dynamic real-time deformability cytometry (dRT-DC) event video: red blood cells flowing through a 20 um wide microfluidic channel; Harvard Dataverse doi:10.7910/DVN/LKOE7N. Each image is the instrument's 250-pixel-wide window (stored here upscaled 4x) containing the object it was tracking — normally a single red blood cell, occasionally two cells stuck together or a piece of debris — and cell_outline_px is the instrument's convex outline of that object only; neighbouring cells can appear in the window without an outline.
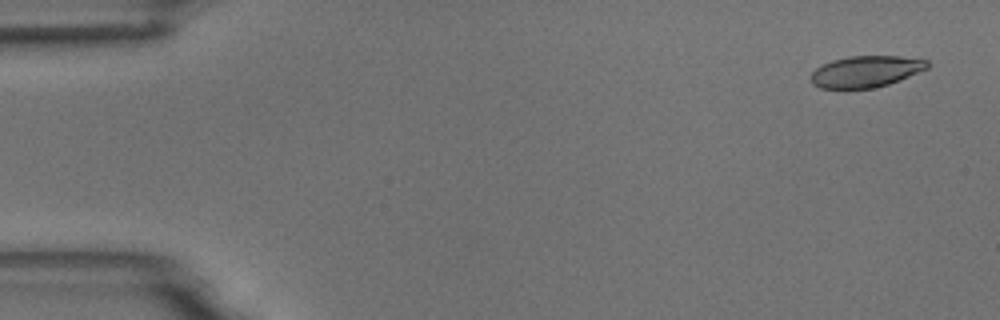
{"species": "common noctule bat (a hibernating species)", "species_latin": "Nyctalus noctula", "temperature_condition": "room temperature", "stored_images_in_passage": 6, "camera_frame_rate_fps": 3000, "um_per_image_px": 0.085, "animal": {"sex": "male", "body_mass_g": 18.8}, "frame": {"image": 1, "passage_image": 1, "time_ms": 0.0, "image_size_px": [1000, 320], "cell_outline_px": [[928, 68], [900, 80], [888, 84], [872, 88], [820, 88], [812, 84], [812, 72], [816, 68], [832, 60], [848, 56], [900, 56], [928, 60]], "centroid_in_image_um": [73.61, 6.07], "position_along_channel_um": 11.4, "area_um2": 21.15}}
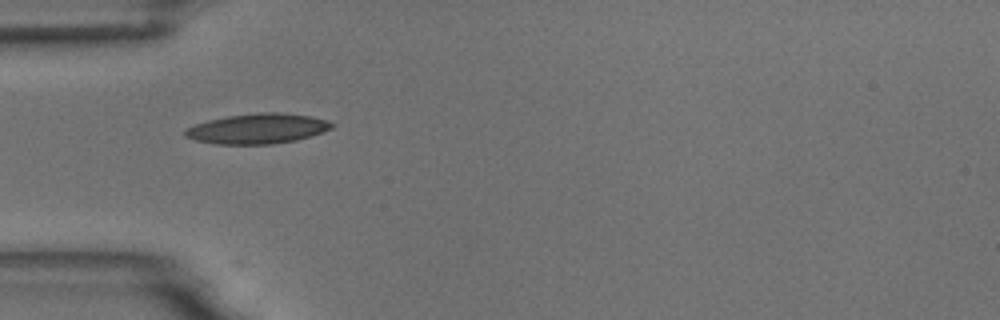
{"frame": {"image": 2, "passage_image": 5, "time_ms": 4.667, "image_size_px": [1000, 320], "cell_outline_px": [[336, 124], [332, 128], [296, 140], [272, 144], [216, 144], [196, 140], [184, 136], [184, 128], [208, 120], [228, 116], [260, 112], [276, 112], [308, 116], [328, 120]], "centroid_in_image_um": [21.86, 10.93], "position_along_channel_um": 63.1, "area_um2": 25.55}}